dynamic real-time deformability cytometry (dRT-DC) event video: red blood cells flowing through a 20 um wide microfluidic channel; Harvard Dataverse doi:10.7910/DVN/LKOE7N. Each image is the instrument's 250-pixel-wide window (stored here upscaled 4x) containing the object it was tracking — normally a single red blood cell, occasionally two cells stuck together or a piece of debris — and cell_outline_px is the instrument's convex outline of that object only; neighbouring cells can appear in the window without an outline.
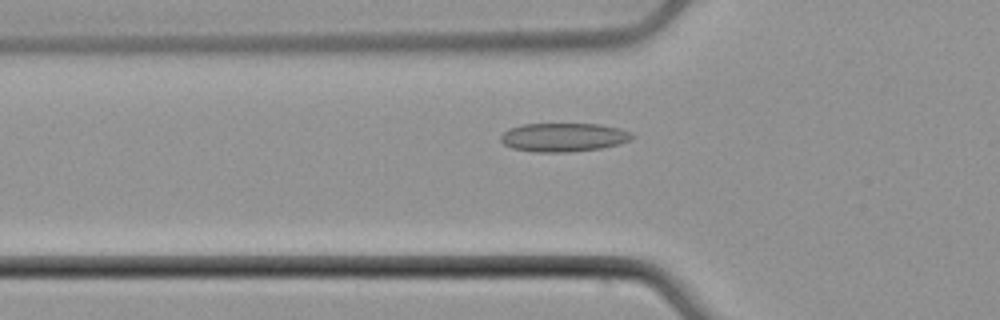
{"species": "common noctule bat (a hibernating species)", "species_latin": "Nyctalus noctula", "temperature_condition": "cold", "stored_images_in_passage": 45, "camera_frame_rate_fps": 3000, "um_per_image_px": 0.085, "animal": {"sex": "male", "body_mass_g": 21.5, "forearm_length_mm": 52.0}, "frame": {"image": 1, "passage_image": 11, "time_ms": 3.333, "image_size_px": [1000, 320], "cell_outline_px": [[636, 136], [628, 140], [616, 144], [600, 148], [564, 152], [536, 152], [512, 148], [504, 144], [500, 140], [500, 136], [508, 128], [524, 124], [600, 124], [620, 128], [632, 132]], "centroid_in_image_um": [47.89, 11.66], "position_along_channel_um": 77.9, "area_um2": 21.85}}
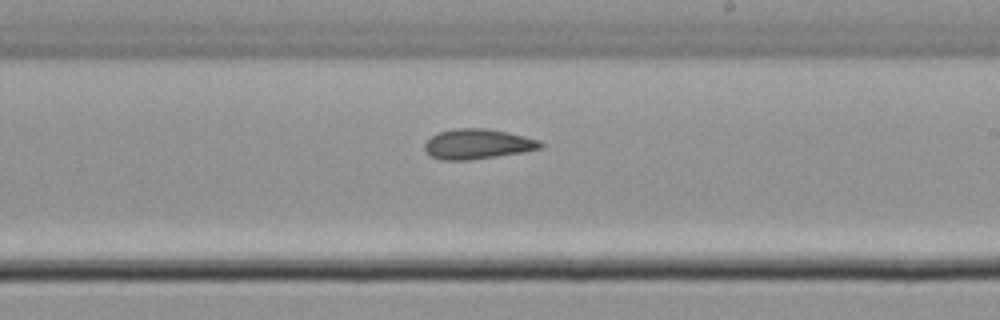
{"frame": {"image": 2, "passage_image": 24, "time_ms": 7.667, "image_size_px": [1000, 320], "cell_outline_px": [[544, 144], [540, 148], [520, 152], [496, 156], [468, 160], [440, 160], [432, 156], [424, 148], [424, 144], [436, 132], [456, 128], [488, 128], [508, 132], [540, 140]], "centroid_in_image_um": [40.57, 12.23], "position_along_channel_um": 248.4, "area_um2": 20.17}}
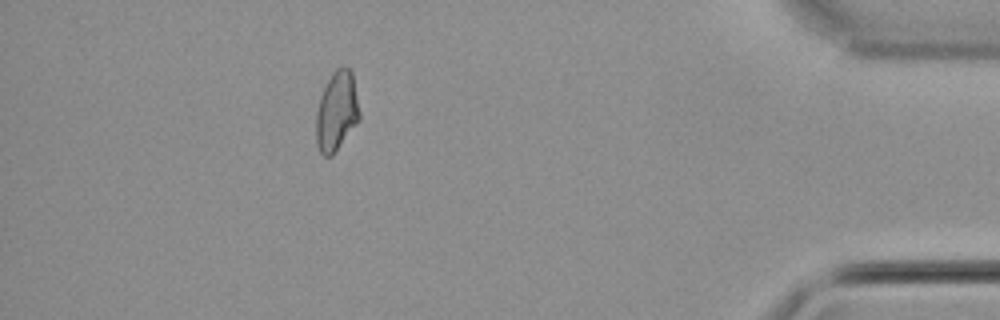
{"frame": {"image": 3, "passage_image": 40, "time_ms": 13.0, "image_size_px": [1000, 320], "cell_outline_px": [[360, 120], [332, 156], [324, 156], [320, 152], [316, 144], [316, 112], [320, 96], [332, 72], [336, 68], [344, 64], [352, 72], [360, 112]], "centroid_in_image_um": [28.62, 9.45], "position_along_channel_um": 406.6, "area_um2": 20.29}, "authors_computed_cell_mechanics": {"area_um2": 20.2878, "velocity_mm_per_s": 3.9298, "shape_relaxation_time_tau1_ms": null, "shape_relaxation_time_tau2_ms": 3.5802, "deformation_change_tau1": null, "deformation_change_tau2": 0.0899}}